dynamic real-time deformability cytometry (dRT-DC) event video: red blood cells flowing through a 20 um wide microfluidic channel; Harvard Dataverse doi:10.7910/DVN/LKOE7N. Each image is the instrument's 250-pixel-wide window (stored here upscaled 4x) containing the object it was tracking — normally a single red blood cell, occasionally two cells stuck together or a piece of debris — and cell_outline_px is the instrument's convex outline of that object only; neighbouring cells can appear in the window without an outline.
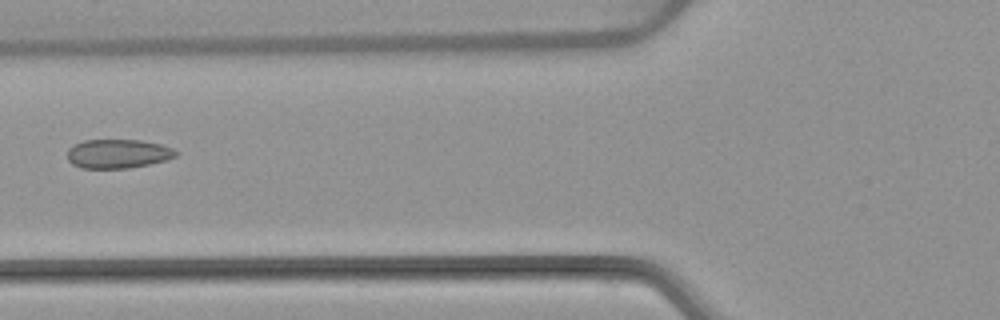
{"species": "common noctule bat (a hibernating species)", "species_latin": "Nyctalus noctula", "temperature_condition": "warm", "stored_images_in_passage": 6, "camera_frame_rate_fps": 3000, "um_per_image_px": 0.085, "animal": {"sex": "female", "body_mass_g": 22.7, "forearm_length_mm": 54.2}, "frame": {"image": 1, "passage_image": 6, "time_ms": 6.333, "image_size_px": [1000, 320], "cell_outline_px": [[180, 152], [176, 156], [168, 160], [128, 168], [80, 168], [72, 164], [68, 160], [68, 148], [84, 140], [140, 140], [160, 144], [172, 148]], "centroid_in_image_um": [10.04, 13.07], "position_along_channel_um": 115.8, "area_um2": 18.38}}